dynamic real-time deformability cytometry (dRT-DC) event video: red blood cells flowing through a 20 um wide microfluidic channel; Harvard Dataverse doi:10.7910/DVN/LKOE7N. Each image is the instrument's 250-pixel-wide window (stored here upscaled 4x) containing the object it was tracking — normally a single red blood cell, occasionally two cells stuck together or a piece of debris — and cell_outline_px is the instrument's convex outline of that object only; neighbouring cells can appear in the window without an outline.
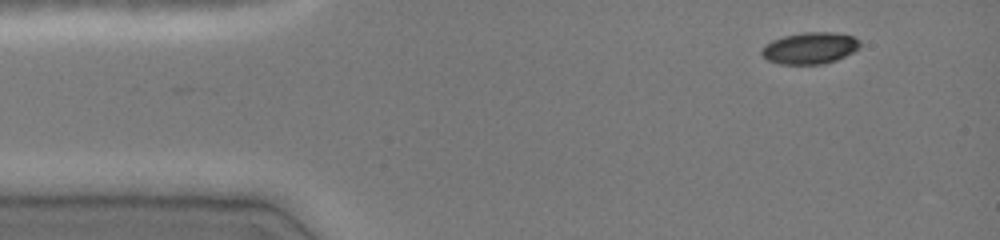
{"species": "common noctule bat (a hibernating species)", "species_latin": "Nyctalus noctula", "temperature_condition": "cold", "stored_images_in_passage": 41, "camera_frame_rate_fps": 3000, "um_per_image_px": 0.085, "animal": {"sex": "female", "body_mass_g": 19.0, "forearm_length_mm": 51.5}, "frame": {"image": 1, "passage_image": 1, "time_ms": 0.0, "image_size_px": [1000, 240], "cell_outline_px": [[860, 48], [836, 60], [824, 64], [780, 64], [768, 60], [760, 52], [764, 44], [772, 40], [784, 36], [804, 32], [832, 32], [852, 36], [860, 40]], "centroid_in_image_um": [68.84, 4.09], "position_along_channel_um": 16.2, "area_um2": 18.09}}
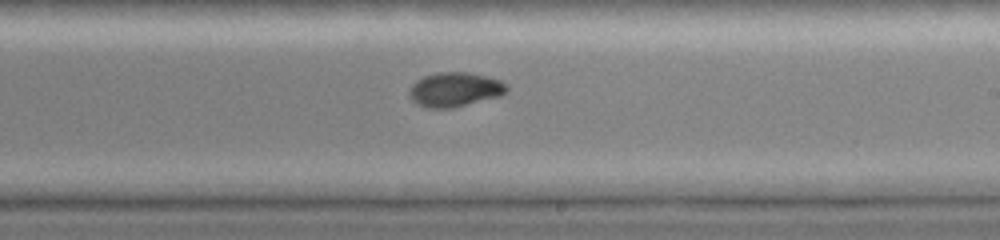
{"frame": {"image": 2, "passage_image": 24, "time_ms": 7.667, "image_size_px": [1000, 240], "cell_outline_px": [[508, 88], [500, 96], [452, 108], [428, 108], [416, 104], [412, 100], [408, 92], [412, 84], [416, 80], [424, 76], [436, 72], [468, 72], [488, 76], [500, 80]], "centroid_in_image_um": [38.62, 7.6], "position_along_channel_um": 250.4, "area_um2": 19.54}}
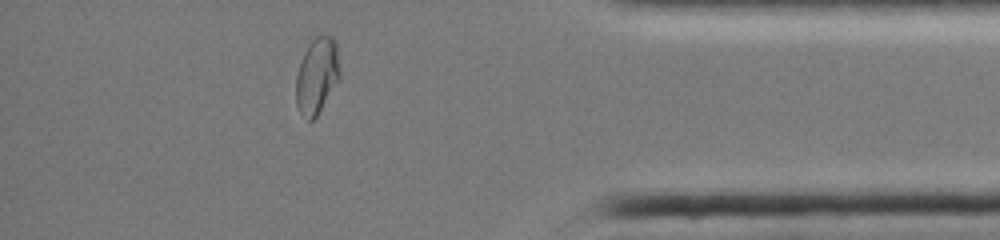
{"frame": {"image": 3, "passage_image": 37, "time_ms": 12.0, "image_size_px": [1000, 240], "cell_outline_px": [[340, 76], [316, 116], [312, 120], [308, 120], [300, 112], [296, 104], [296, 76], [300, 60], [308, 44], [316, 36], [332, 36], [336, 44], [340, 68]], "centroid_in_image_um": [26.92, 6.4], "position_along_channel_um": 408.3, "area_um2": 19.13}}